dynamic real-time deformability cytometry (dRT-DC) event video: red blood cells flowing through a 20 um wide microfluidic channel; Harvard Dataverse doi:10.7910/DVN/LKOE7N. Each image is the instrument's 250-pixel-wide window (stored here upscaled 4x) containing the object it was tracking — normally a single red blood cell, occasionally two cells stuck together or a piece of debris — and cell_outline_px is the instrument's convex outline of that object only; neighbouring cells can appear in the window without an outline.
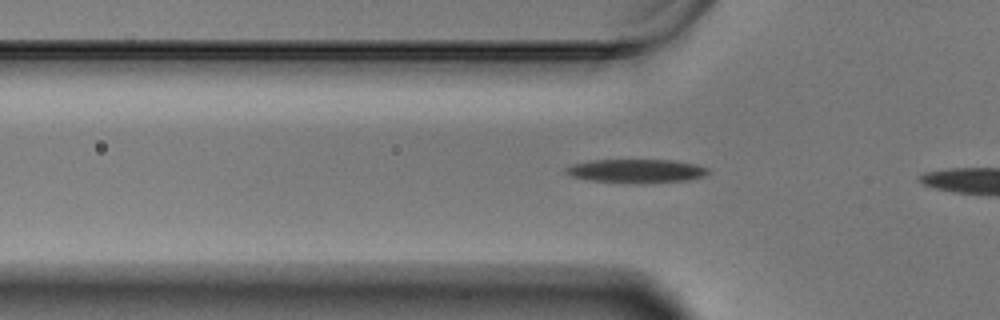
{"species": "Egyptian fruit bat (a non-hibernating species)", "species_latin": "Rousettus aegyptiacus", "temperature_condition": "warm", "stored_images_in_passage": 7, "camera_frame_rate_fps": 3000, "um_per_image_px": 0.085, "animal": {"sex": "male"}, "frame": {"image": 1, "passage_image": 4, "time_ms": 1.0, "image_size_px": [1000, 320], "cell_outline_px": [[708, 172], [704, 176], [688, 180], [644, 184], [628, 184], [588, 180], [572, 176], [564, 172], [564, 168], [572, 164], [592, 160], [672, 160], [696, 164], [708, 168]], "centroid_in_image_um": [54.06, 14.55], "position_along_channel_um": 71.7, "area_um2": 20.0}}